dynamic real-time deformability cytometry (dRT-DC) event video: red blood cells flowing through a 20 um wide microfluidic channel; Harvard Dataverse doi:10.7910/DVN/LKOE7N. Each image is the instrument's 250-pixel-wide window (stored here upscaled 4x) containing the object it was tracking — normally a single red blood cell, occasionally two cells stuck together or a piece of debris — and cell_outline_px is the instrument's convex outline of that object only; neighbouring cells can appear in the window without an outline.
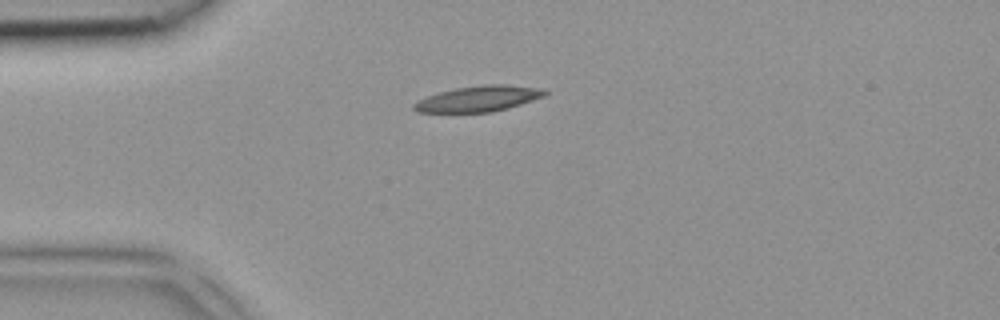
{"species": "common noctule bat (a hibernating species)", "species_latin": "Nyctalus noctula", "temperature_condition": "room temperature", "stored_images_in_passage": 5, "camera_frame_rate_fps": 3000, "um_per_image_px": 0.085, "animal": {"sex": "female", "body_mass_g": 18.4}, "frame": {"image": 1, "passage_image": 5, "time_ms": 1.333, "image_size_px": [1000, 320], "cell_outline_px": [[548, 92], [544, 96], [508, 108], [492, 112], [416, 112], [412, 108], [412, 104], [416, 100], [440, 92], [456, 88], [484, 84], [508, 84], [544, 88]], "centroid_in_image_um": [40.67, 8.38], "position_along_channel_um": 44.3, "area_um2": 19.71}}